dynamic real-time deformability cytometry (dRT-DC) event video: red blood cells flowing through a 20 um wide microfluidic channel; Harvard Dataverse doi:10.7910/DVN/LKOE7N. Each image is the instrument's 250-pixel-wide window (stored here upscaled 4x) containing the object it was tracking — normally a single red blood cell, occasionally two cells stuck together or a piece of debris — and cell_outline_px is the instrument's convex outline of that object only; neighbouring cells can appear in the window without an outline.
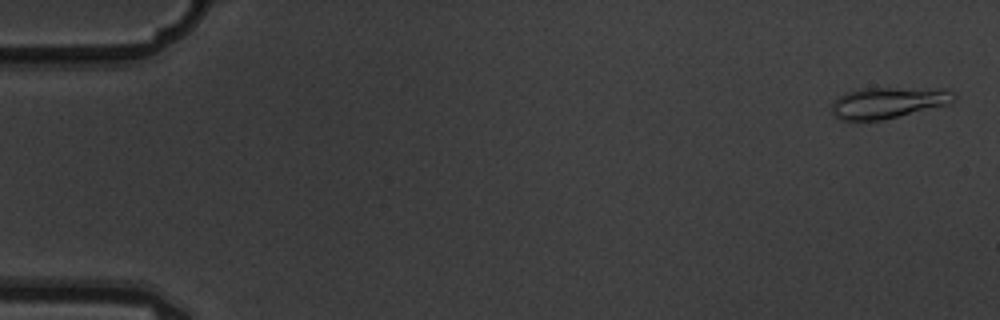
{"species": "common noctule bat (a hibernating species)", "species_latin": "Nyctalus noctula", "temperature_condition": "warm", "stored_images_in_passage": 5, "camera_frame_rate_fps": 3000, "um_per_image_px": 0.085, "animal": {"sex": "male", "body_mass_g": 19.5, "forearm_length_mm": 54.6}, "frame": {"image": 1, "passage_image": 1, "time_ms": 0.0, "image_size_px": [1000, 320], "cell_outline_px": [[956, 96], [948, 104], [884, 120], [844, 120], [836, 116], [832, 112], [832, 100], [848, 92], [860, 88], [948, 88]], "centroid_in_image_um": [75.51, 8.71], "position_along_channel_um": 9.5, "area_um2": 22.2}}
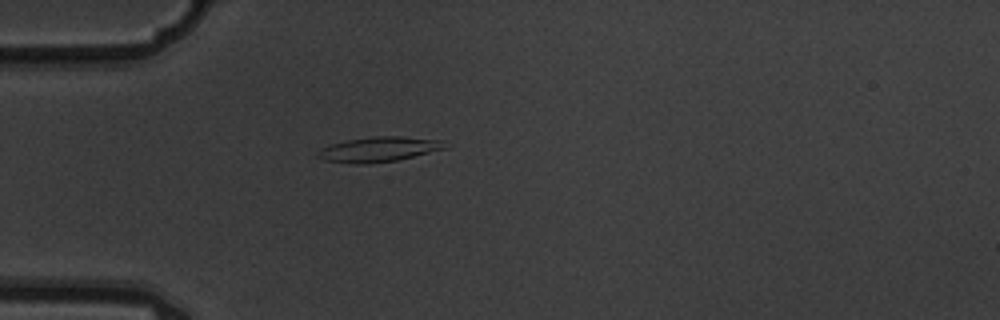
{"frame": {"image": 2, "passage_image": 5, "time_ms": 1.333, "image_size_px": [1000, 320], "cell_outline_px": [[448, 148], [396, 160], [364, 164], [352, 164], [324, 160], [316, 156], [316, 152], [320, 148], [332, 144], [348, 140], [376, 136], [404, 136], [440, 140]], "centroid_in_image_um": [32.15, 12.69], "position_along_channel_um": 52.8, "area_um2": 18.38}}